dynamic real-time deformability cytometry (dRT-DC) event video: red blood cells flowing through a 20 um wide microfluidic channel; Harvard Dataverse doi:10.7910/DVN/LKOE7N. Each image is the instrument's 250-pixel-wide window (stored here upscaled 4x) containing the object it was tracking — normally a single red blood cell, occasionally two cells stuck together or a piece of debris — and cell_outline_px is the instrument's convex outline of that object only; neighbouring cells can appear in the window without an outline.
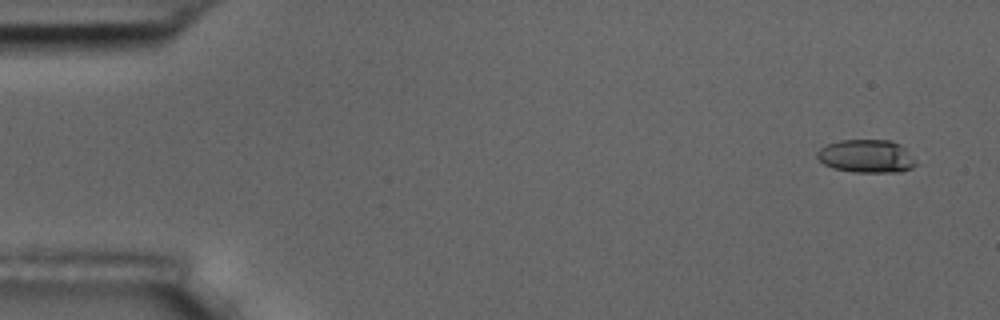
{"species": "common noctule bat (a hibernating species)", "species_latin": "Nyctalus noctula", "temperature_condition": "room temperature", "stored_images_in_passage": 4, "camera_frame_rate_fps": 3000, "um_per_image_px": 0.085, "animal": {"sex": "male", "body_mass_g": 17.5, "forearm_length_mm": 52.3}, "frame": {"image": 1, "passage_image": 1, "time_ms": 0.0, "image_size_px": [1000, 320], "cell_outline_px": [[916, 164], [912, 168], [900, 172], [852, 172], [832, 168], [824, 164], [816, 156], [816, 152], [820, 148], [828, 144], [840, 140], [888, 140], [900, 144], [916, 160]], "centroid_in_image_um": [73.64, 13.28], "position_along_channel_um": 11.4, "area_um2": 19.07}}
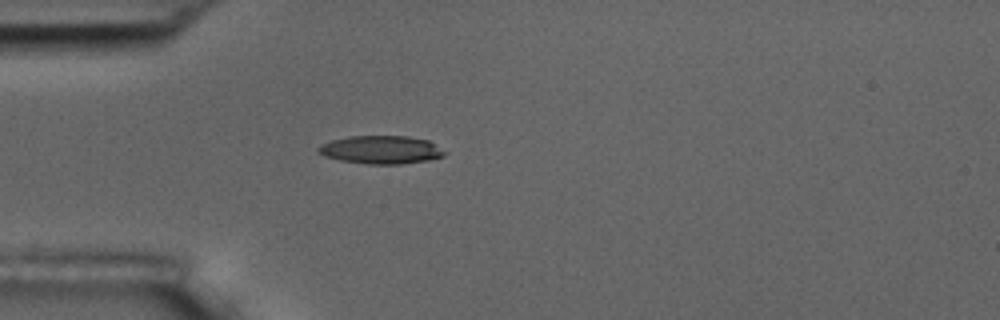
{"frame": {"image": 2, "passage_image": 4, "time_ms": 4.333, "image_size_px": [1000, 320], "cell_outline_px": [[448, 152], [444, 156], [428, 160], [400, 164], [368, 164], [340, 160], [324, 156], [316, 152], [316, 148], [320, 144], [332, 140], [352, 136], [408, 136], [428, 140]], "centroid_in_image_um": [32.38, 12.73], "position_along_channel_um": 52.6, "area_um2": 20.81}}